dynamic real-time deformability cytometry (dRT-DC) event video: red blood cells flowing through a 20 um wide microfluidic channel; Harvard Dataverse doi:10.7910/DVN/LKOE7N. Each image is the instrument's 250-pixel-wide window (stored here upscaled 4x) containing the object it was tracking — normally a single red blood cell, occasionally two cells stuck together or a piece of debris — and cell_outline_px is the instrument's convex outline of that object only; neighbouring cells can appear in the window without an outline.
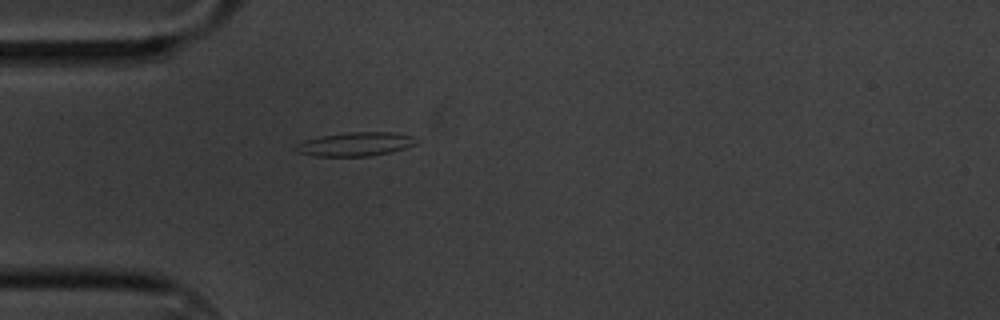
{"species": "common noctule bat (a hibernating species)", "species_latin": "Nyctalus noctula", "temperature_condition": "cold", "stored_images_in_passage": 1, "camera_frame_rate_fps": 3000, "um_per_image_px": 0.085, "animal": {"sex": "male", "body_mass_g": 20.1, "forearm_length_mm": 53.5}, "frame": {"image": 1, "passage_image": 1, "time_ms": 0.0, "image_size_px": [1000, 320], "cell_outline_px": [[420, 140], [416, 144], [392, 152], [368, 156], [316, 156], [296, 152], [292, 148], [296, 144], [304, 140], [320, 136], [348, 132], [396, 132], [412, 136]], "centroid_in_image_um": [30.2, 12.25], "position_along_channel_um": 54.8, "area_um2": 16.94}}